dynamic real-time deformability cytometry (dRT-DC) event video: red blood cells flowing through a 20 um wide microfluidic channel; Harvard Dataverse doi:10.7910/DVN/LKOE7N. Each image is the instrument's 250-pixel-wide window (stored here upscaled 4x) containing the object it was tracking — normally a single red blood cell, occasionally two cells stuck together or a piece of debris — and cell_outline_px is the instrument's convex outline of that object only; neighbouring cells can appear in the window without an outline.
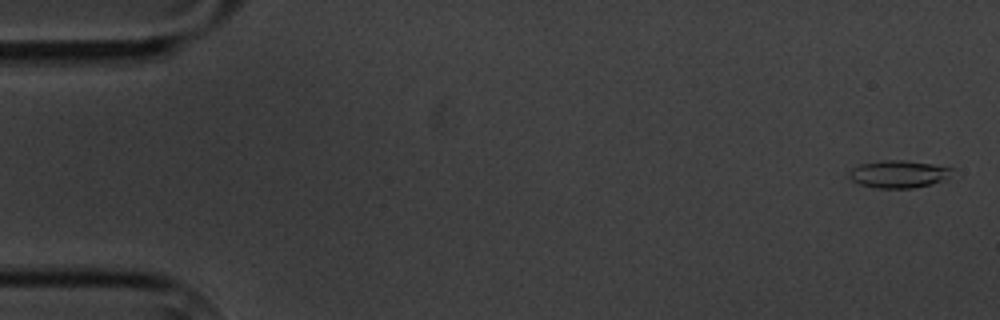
{"species": "common noctule bat (a hibernating species)", "species_latin": "Nyctalus noctula", "temperature_condition": "cold", "stored_images_in_passage": 5, "camera_frame_rate_fps": 3000, "um_per_image_px": 0.085, "animal": {"sex": "male", "body_mass_g": 20.1, "forearm_length_mm": 53.5}, "frame": {"image": 1, "passage_image": 1, "time_ms": 0.0, "image_size_px": [1000, 320], "cell_outline_px": [[952, 168], [948, 176], [944, 180], [932, 184], [912, 188], [876, 188], [860, 184], [852, 180], [848, 176], [848, 172], [852, 168], [860, 164], [880, 160], [904, 160]], "centroid_in_image_um": [76.31, 14.8], "position_along_channel_um": 8.7, "area_um2": 16.3}}
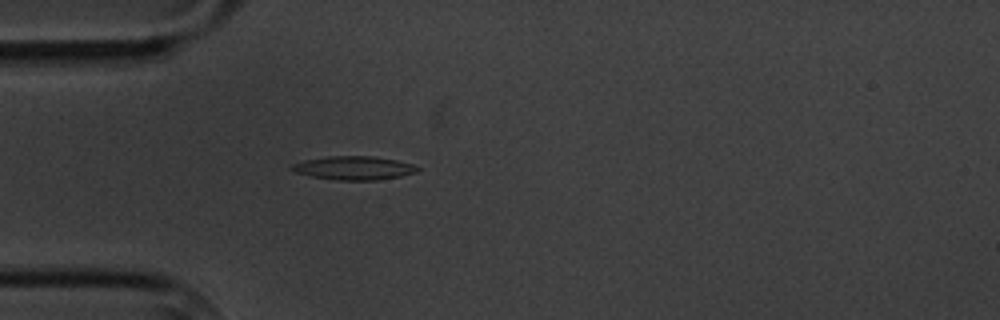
{"frame": {"image": 2, "passage_image": 5, "time_ms": 5.0, "image_size_px": [1000, 320], "cell_outline_px": [[420, 168], [416, 172], [400, 176], [376, 180], [336, 180], [312, 176], [296, 172], [288, 168], [292, 164], [304, 160], [328, 156], [372, 156], [396, 160], [412, 164]], "centroid_in_image_um": [30.05, 14.27], "position_along_channel_um": 54.9, "area_um2": 17.17}}